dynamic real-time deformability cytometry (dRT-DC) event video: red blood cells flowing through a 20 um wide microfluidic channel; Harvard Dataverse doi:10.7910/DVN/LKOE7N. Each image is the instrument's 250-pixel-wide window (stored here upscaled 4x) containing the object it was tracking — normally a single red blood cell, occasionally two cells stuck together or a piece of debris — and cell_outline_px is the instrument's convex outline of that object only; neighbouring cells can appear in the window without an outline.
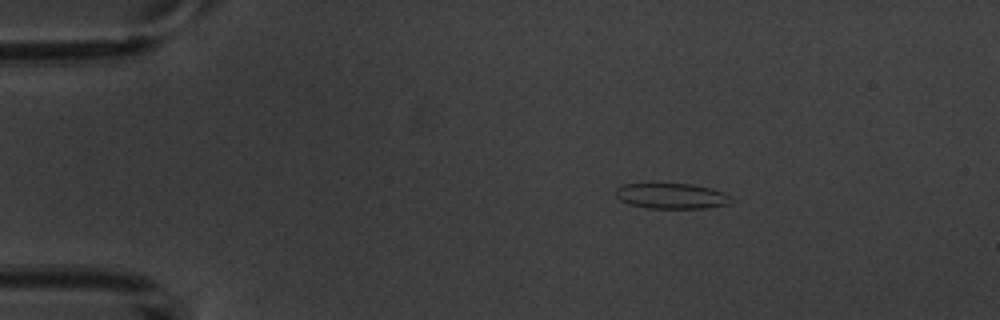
{"species": "common noctule bat (a hibernating species)", "species_latin": "Nyctalus noctula", "temperature_condition": "warm", "stored_images_in_passage": 3, "camera_frame_rate_fps": 3000, "um_per_image_px": 0.085, "animal": {"sex": "male", "body_mass_g": 20.1, "forearm_length_mm": 53.5}, "frame": {"image": 1, "passage_image": 1, "time_ms": 0.0, "image_size_px": [1000, 320], "cell_outline_px": [[732, 204], [704, 208], [648, 208], [628, 204], [620, 200], [616, 196], [616, 188], [624, 184], [692, 184], [712, 188], [724, 192], [732, 200]], "centroid_in_image_um": [57.1, 16.66], "position_along_channel_um": 27.9, "area_um2": 17.17}}